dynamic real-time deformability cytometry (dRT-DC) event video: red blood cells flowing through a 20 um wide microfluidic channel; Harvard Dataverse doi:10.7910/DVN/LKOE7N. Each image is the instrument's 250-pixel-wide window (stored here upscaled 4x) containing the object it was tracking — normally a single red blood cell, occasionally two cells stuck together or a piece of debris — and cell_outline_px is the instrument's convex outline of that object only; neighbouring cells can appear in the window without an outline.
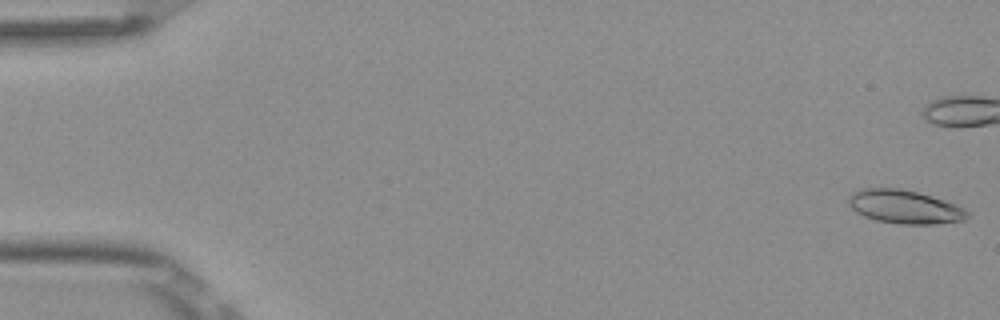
{"species": "Egyptian fruit bat (a non-hibernating species)", "species_latin": "Rousettus aegyptiacus", "temperature_condition": "room temperature", "stored_images_in_passage": 6, "camera_frame_rate_fps": 3000, "um_per_image_px": 0.085, "frame": {"image": 1, "passage_image": 1, "time_ms": 0.0, "image_size_px": [1000, 320], "cell_outline_px": [[972, 216], [964, 220], [936, 224], [900, 224], [876, 220], [864, 216], [856, 212], [848, 204], [848, 196], [852, 192], [860, 188], [900, 188], [916, 192], [944, 200], [964, 208], [972, 212]], "centroid_in_image_um": [76.91, 17.58], "position_along_channel_um": 8.1, "area_um2": 23.41}}
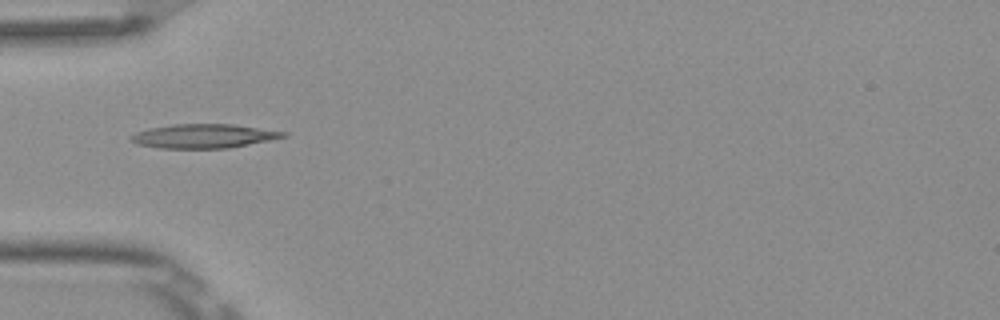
{"frame": {"image": 2, "passage_image": 6, "time_ms": 1.667, "image_size_px": [1000, 320], "cell_outline_px": [[288, 136], [228, 148], [160, 148], [136, 144], [128, 140], [128, 136], [136, 132], [148, 128], [172, 124], [232, 124], [288, 132]], "centroid_in_image_um": [17.24, 11.56], "position_along_channel_um": 67.8, "area_um2": 21.39}}